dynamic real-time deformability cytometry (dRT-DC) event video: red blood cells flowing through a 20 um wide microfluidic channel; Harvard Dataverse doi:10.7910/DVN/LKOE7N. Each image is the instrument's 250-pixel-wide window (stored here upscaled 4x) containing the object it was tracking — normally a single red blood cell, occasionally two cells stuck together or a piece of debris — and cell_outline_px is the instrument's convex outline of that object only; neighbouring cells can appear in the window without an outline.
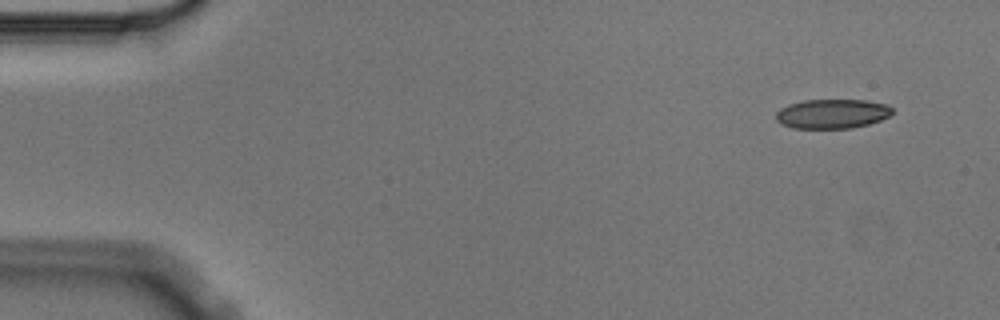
{"species": "Egyptian fruit bat (a non-hibernating species)", "species_latin": "Rousettus aegyptiacus", "temperature_condition": "cold", "stored_images_in_passage": 10, "camera_frame_rate_fps": 3000, "um_per_image_px": 0.085, "animal": {"sex": "male"}, "frame": {"image": 1, "passage_image": 1, "time_ms": 0.0, "image_size_px": [1000, 320], "cell_outline_px": [[892, 112], [888, 116], [880, 120], [868, 124], [852, 128], [792, 128], [780, 124], [776, 120], [776, 112], [780, 108], [788, 104], [804, 100], [868, 100], [888, 104], [892, 108]], "centroid_in_image_um": [70.71, 9.67], "position_along_channel_um": 14.3, "area_um2": 20.06}}
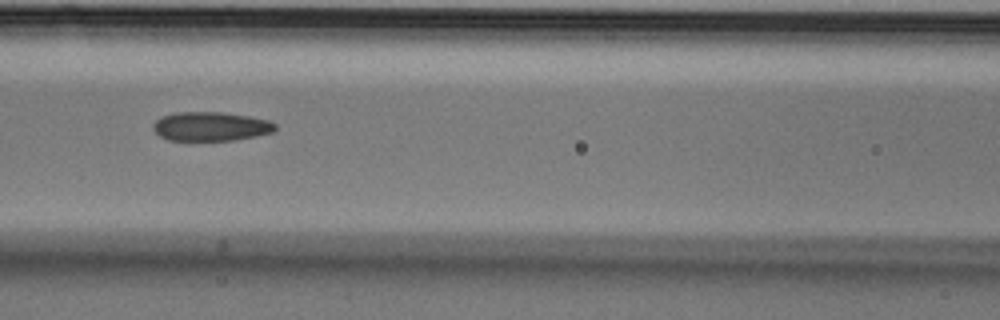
{"frame": {"image": 2, "passage_image": 6, "time_ms": 1.667, "image_size_px": [1000, 320], "cell_outline_px": [[276, 128], [272, 132], [256, 136], [232, 140], [168, 140], [160, 136], [152, 128], [152, 124], [156, 120], [164, 116], [176, 112], [224, 112], [248, 116], [268, 120], [276, 124]], "centroid_in_image_um": [17.91, 10.74], "position_along_channel_um": 148.7, "area_um2": 20.58}}
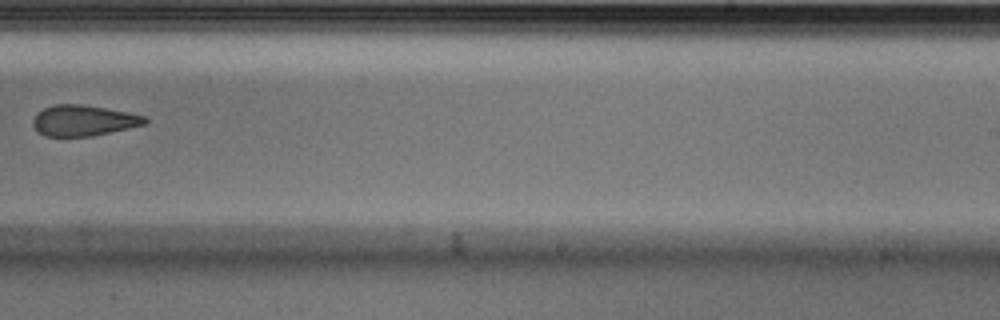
{"frame": {"image": 3, "passage_image": 9, "time_ms": 2.667, "image_size_px": [1000, 320], "cell_outline_px": [[148, 120], [144, 124], [128, 128], [92, 136], [44, 136], [32, 124], [32, 120], [36, 112], [44, 108], [56, 104], [80, 104], [128, 112], [144, 116]], "centroid_in_image_um": [7.06, 10.24], "position_along_channel_um": 281.9, "area_um2": 19.88}}